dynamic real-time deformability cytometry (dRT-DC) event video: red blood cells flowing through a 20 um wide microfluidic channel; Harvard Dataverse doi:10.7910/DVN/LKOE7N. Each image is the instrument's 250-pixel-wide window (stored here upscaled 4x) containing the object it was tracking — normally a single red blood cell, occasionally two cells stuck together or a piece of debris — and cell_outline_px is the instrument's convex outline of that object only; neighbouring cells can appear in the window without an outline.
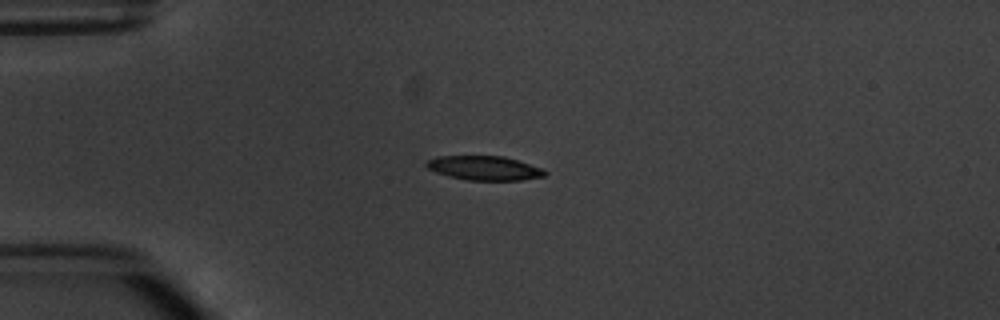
{"species": "common noctule bat (a hibernating species)", "species_latin": "Nyctalus noctula", "temperature_condition": "warm", "stored_images_in_passage": 6, "camera_frame_rate_fps": 3000, "um_per_image_px": 0.085, "animal": {"sex": "male", "body_mass_g": 20.1, "forearm_length_mm": 53.5}, "frame": {"image": 1, "passage_image": 1, "time_ms": 0.0, "image_size_px": [1000, 320], "cell_outline_px": [[548, 172], [544, 176], [520, 180], [468, 180], [448, 176], [436, 172], [428, 168], [424, 164], [428, 160], [436, 156], [504, 156], [544, 168]], "centroid_in_image_um": [41.18, 14.28], "position_along_channel_um": 43.8, "area_um2": 16.76}}
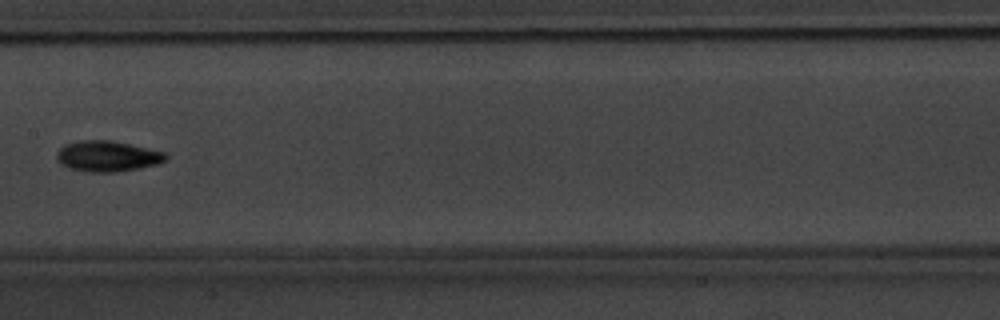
{"frame": {"image": 2, "passage_image": 5, "time_ms": 4.667, "image_size_px": [1000, 320], "cell_outline_px": [[168, 156], [164, 160], [156, 164], [140, 168], [116, 172], [88, 172], [68, 168], [60, 164], [56, 160], [56, 152], [64, 144], [80, 140], [112, 140], [164, 152]], "centroid_in_image_um": [9.06, 13.28], "position_along_channel_um": 198.3, "area_um2": 19.59}}
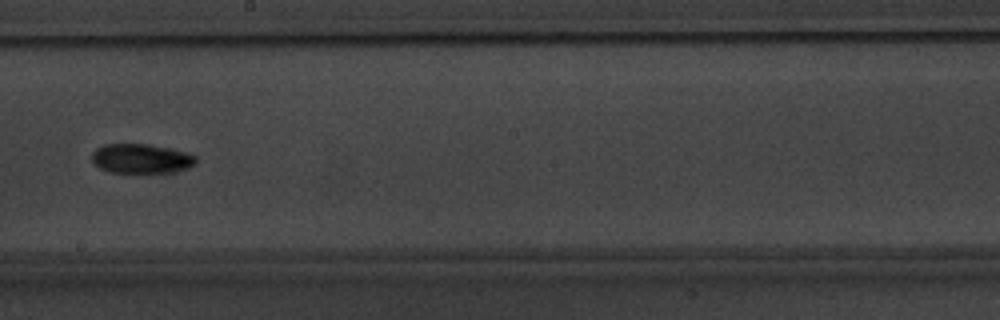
{"frame": {"image": 3, "passage_image": 6, "time_ms": 5.667, "image_size_px": [1000, 320], "cell_outline_px": [[196, 164], [188, 168], [172, 172], [108, 172], [100, 168], [92, 160], [92, 152], [96, 148], [104, 144], [148, 144], [188, 152], [196, 156]], "centroid_in_image_um": [12.01, 13.47], "position_along_channel_um": 236.2, "area_um2": 17.86}}